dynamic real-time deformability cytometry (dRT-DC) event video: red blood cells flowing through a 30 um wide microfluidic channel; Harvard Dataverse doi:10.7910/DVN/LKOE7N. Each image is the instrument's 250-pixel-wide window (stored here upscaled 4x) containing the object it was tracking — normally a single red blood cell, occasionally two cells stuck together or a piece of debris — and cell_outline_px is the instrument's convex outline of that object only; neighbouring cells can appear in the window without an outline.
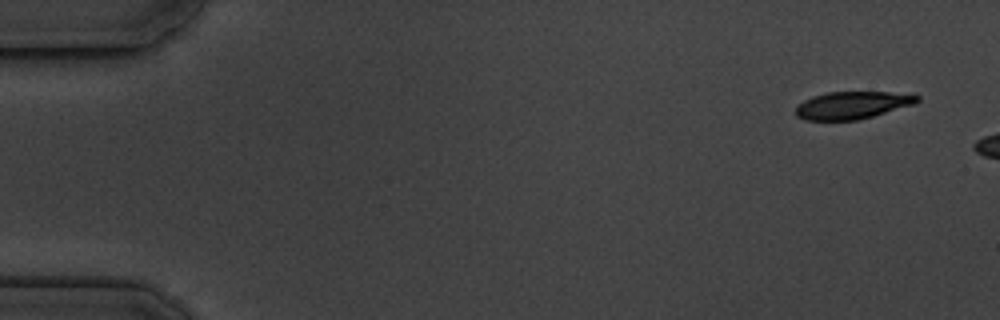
{"species": "common noctule bat (a hibernating species)", "species_latin": "Nyctalus noctula", "temperature_condition": "cold", "stored_images_in_passage": 3, "camera_frame_rate_fps": 3000, "um_per_image_px": 0.085, "animal": {"sex": "male", "body_mass_g": 19.5, "forearm_length_mm": 54.6}, "frame": {"image": 1, "passage_image": 1, "time_ms": 0.0, "image_size_px": [1000, 320], "cell_outline_px": [[920, 100], [916, 104], [872, 116], [856, 120], [804, 120], [796, 116], [796, 108], [804, 100], [812, 96], [828, 92], [916, 92], [920, 96]], "centroid_in_image_um": [72.54, 8.92], "position_along_channel_um": 12.5, "area_um2": 19.71}}